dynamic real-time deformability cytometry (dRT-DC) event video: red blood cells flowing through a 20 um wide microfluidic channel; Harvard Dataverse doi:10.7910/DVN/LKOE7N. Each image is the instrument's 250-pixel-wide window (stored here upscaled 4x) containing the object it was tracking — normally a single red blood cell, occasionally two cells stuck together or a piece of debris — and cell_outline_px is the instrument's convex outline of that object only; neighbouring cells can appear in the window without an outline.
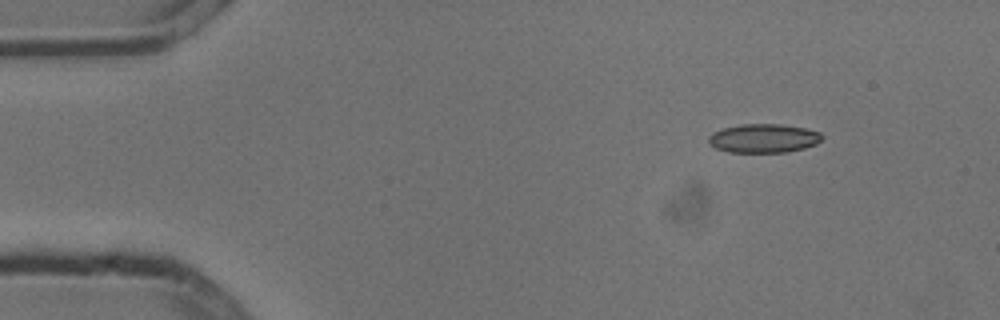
{"species": "common noctule bat (a hibernating species)", "species_latin": "Nyctalus noctula", "temperature_condition": "cold", "stored_images_in_passage": 7, "camera_frame_rate_fps": 3000, "um_per_image_px": 0.085, "animal": {"sex": "male", "body_mass_g": 13.3}, "frame": {"image": 1, "passage_image": 1, "time_ms": 0.0, "image_size_px": [1000, 320], "cell_outline_px": [[824, 136], [816, 144], [804, 148], [788, 152], [728, 152], [716, 148], [708, 144], [708, 136], [712, 132], [720, 128], [740, 124], [780, 124], [804, 128], [820, 132]], "centroid_in_image_um": [64.86, 11.75], "position_along_channel_um": 20.1, "area_um2": 19.25}}
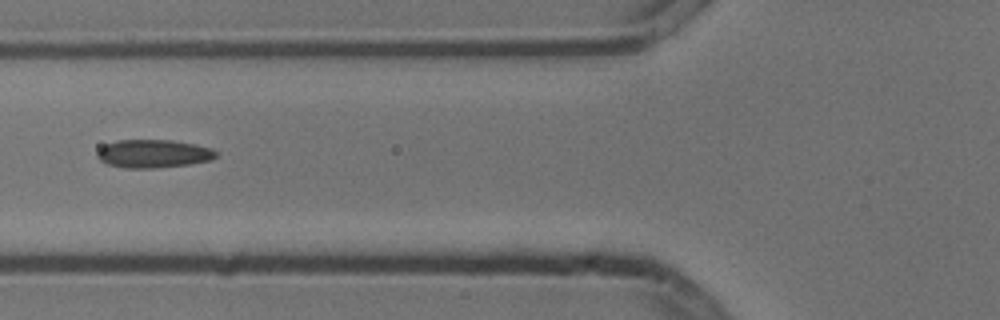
{"frame": {"image": 2, "passage_image": 5, "time_ms": 1.333, "image_size_px": [1000, 320], "cell_outline_px": [[216, 156], [212, 160], [188, 164], [156, 168], [124, 168], [108, 164], [100, 160], [96, 156], [96, 152], [104, 144], [116, 140], [172, 140], [196, 144], [212, 148], [216, 152]], "centroid_in_image_um": [13.02, 13.06], "position_along_channel_um": 112.8, "area_um2": 19.65}}
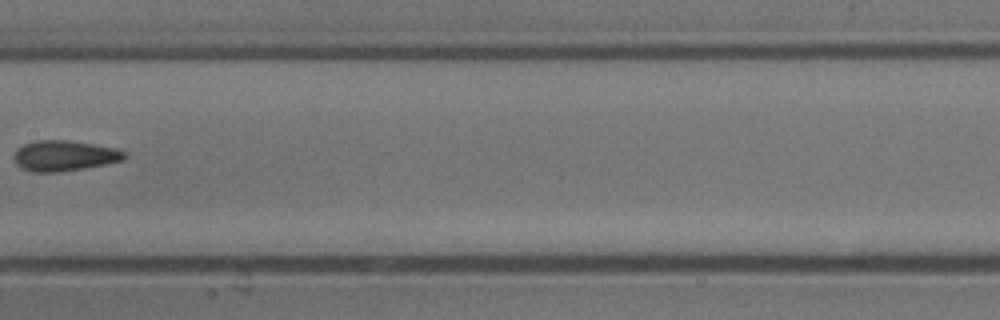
{"frame": {"image": 3, "passage_image": 7, "time_ms": 2.0, "image_size_px": [1000, 320], "cell_outline_px": [[128, 156], [124, 160], [84, 168], [60, 172], [32, 172], [16, 164], [16, 148], [24, 144], [36, 140], [68, 140], [116, 148], [124, 152]], "centroid_in_image_um": [5.49, 13.23], "position_along_channel_um": 201.9, "area_um2": 19.48}}